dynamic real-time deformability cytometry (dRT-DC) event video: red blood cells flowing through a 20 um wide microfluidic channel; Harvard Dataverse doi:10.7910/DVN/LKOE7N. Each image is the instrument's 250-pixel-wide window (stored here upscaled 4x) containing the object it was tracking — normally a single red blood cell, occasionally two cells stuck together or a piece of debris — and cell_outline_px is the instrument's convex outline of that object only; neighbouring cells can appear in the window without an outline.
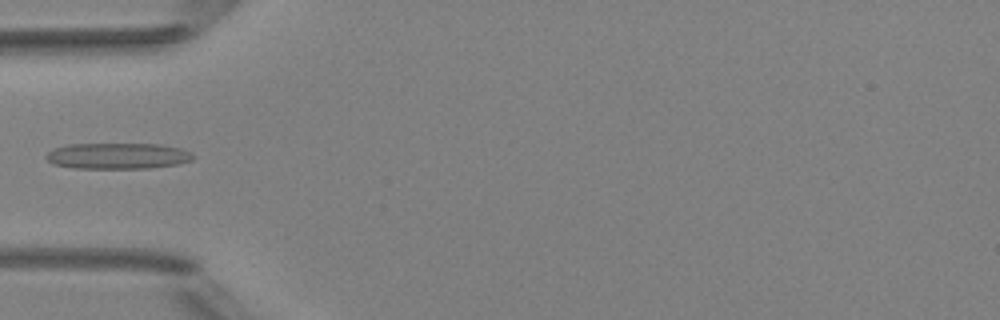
{"species": "Egyptian fruit bat (a non-hibernating species)", "species_latin": "Rousettus aegyptiacus", "temperature_condition": "room temperature", "stored_images_in_passage": 4, "camera_frame_rate_fps": 3000, "um_per_image_px": 0.085, "animal": {"sex": "female"}, "frame": {"image": 1, "passage_image": 4, "time_ms": 4.333, "image_size_px": [1000, 320], "cell_outline_px": [[196, 156], [192, 160], [176, 164], [148, 168], [72, 168], [52, 164], [44, 156], [52, 148], [68, 144], [160, 144], [180, 148], [192, 152]], "centroid_in_image_um": [9.98, 13.25], "position_along_channel_um": 75.0, "area_um2": 22.43}}